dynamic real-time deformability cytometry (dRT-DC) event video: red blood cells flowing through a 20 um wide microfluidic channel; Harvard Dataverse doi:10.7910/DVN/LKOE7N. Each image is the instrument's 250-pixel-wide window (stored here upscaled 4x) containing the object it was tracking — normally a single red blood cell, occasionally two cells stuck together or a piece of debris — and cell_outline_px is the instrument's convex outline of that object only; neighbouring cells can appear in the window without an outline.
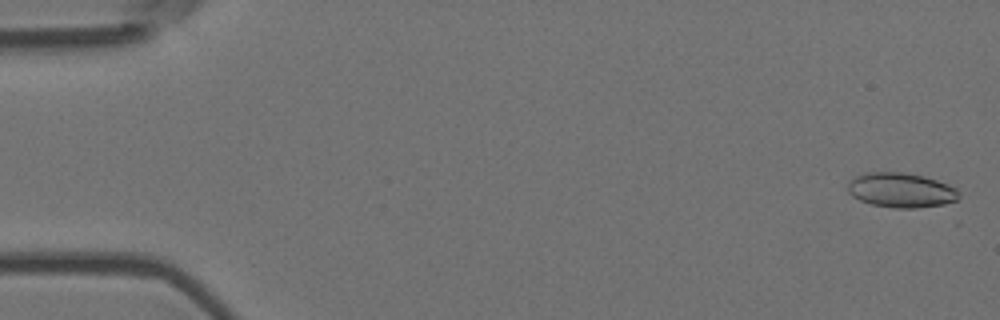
{"species": "Egyptian fruit bat (a non-hibernating species)", "species_latin": "Rousettus aegyptiacus", "temperature_condition": "room temperature", "stored_images_in_passage": 56, "camera_frame_rate_fps": 3000, "um_per_image_px": 0.085, "animal": {"sex": "female"}, "frame": {"image": 1, "passage_image": 2, "time_ms": 0.333, "image_size_px": [1000, 320], "cell_outline_px": [[960, 196], [956, 200], [944, 204], [916, 208], [892, 208], [872, 204], [860, 200], [852, 196], [848, 192], [848, 184], [856, 176], [864, 172], [900, 172], [924, 176], [948, 184], [956, 188], [960, 192]], "centroid_in_image_um": [76.6, 16.16], "position_along_channel_um": 8.4, "area_um2": 22.48}}
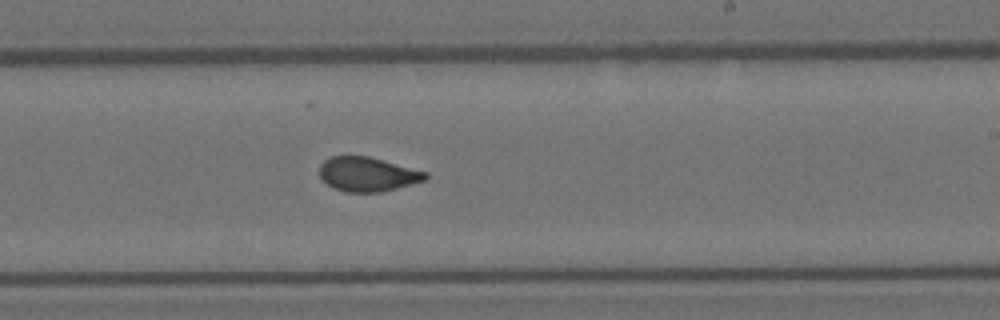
{"frame": {"image": 2, "passage_image": 34, "time_ms": 11.0, "image_size_px": [1000, 320], "cell_outline_px": [[428, 176], [424, 180], [380, 192], [344, 192], [332, 188], [320, 176], [320, 164], [324, 160], [332, 156], [368, 156], [428, 172]], "centroid_in_image_um": [31.21, 14.8], "position_along_channel_um": 257.8, "area_um2": 20.98}}
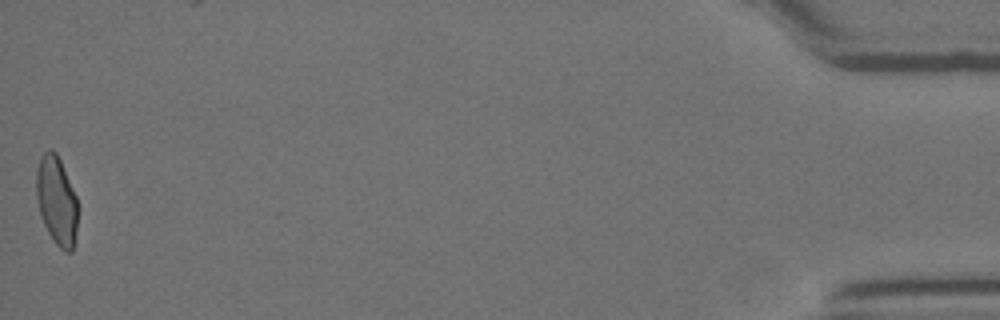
{"frame": {"image": 3, "passage_image": 56, "time_ms": 18.333, "image_size_px": [1000, 320], "cell_outline_px": [[80, 208], [72, 252], [64, 252], [56, 244], [48, 232], [40, 216], [36, 200], [36, 172], [40, 156], [44, 152], [52, 148], [56, 152], [60, 160], [76, 196]], "centroid_in_image_um": [4.82, 17.06], "position_along_channel_um": 430.4, "area_um2": 21.79}, "authors_computed_cell_mechanics": {"area_um2": 21.8484, "velocity_mm_per_s": 3.658, "shape_relaxation_time_tau1_ms": 6.3262, "shape_relaxation_time_tau2_ms": 1.2848, "deformation_change_tau1": 0.1754, "deformation_change_tau2": 0.0721}}